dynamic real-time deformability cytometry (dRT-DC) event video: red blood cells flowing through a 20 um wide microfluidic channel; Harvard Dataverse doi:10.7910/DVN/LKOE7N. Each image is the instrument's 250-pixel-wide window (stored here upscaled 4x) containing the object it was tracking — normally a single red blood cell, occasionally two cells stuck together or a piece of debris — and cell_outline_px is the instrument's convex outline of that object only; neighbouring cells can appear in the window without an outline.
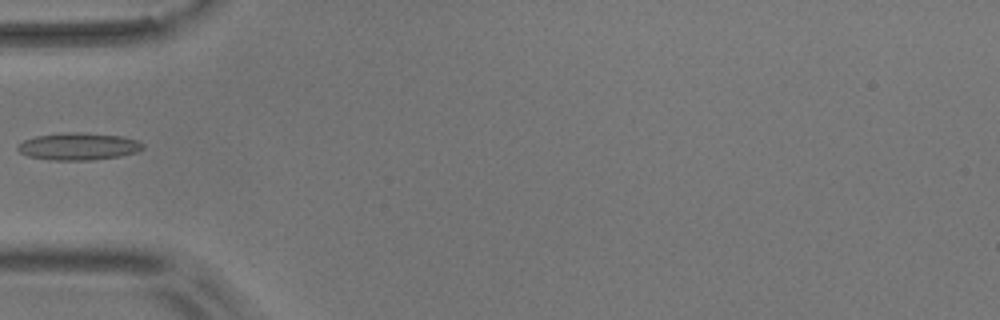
{"species": "common noctule bat (a hibernating species)", "species_latin": "Nyctalus noctula", "temperature_condition": "room temperature", "stored_images_in_passage": 5, "camera_frame_rate_fps": 3000, "um_per_image_px": 0.085, "animal": {"sex": "male", "body_mass_g": 17.9}, "frame": {"image": 1, "passage_image": 4, "time_ms": 4.667, "image_size_px": [1000, 320], "cell_outline_px": [[144, 148], [136, 152], [120, 156], [92, 160], [48, 160], [28, 156], [20, 152], [16, 148], [24, 140], [36, 136], [64, 132], [80, 132], [120, 136], [136, 140], [144, 144]], "centroid_in_image_um": [6.66, 12.45], "position_along_channel_um": 78.3, "area_um2": 19.83}}
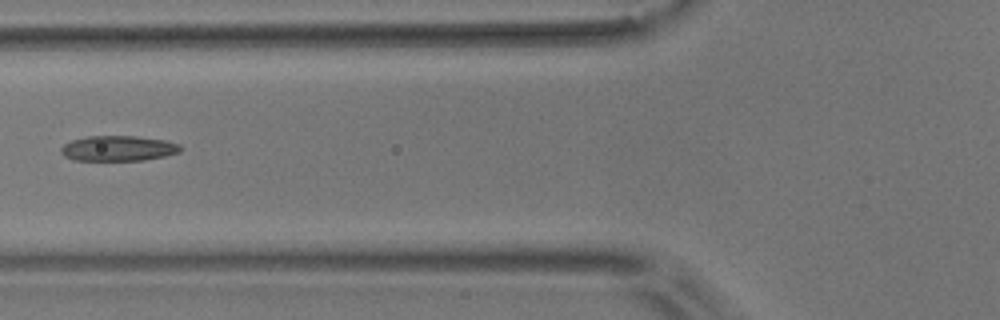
{"frame": {"image": 2, "passage_image": 5, "time_ms": 5.667, "image_size_px": [1000, 320], "cell_outline_px": [[180, 152], [164, 156], [144, 160], [72, 160], [64, 156], [60, 152], [60, 148], [64, 144], [72, 140], [88, 136], [136, 136], [164, 140], [180, 144]], "centroid_in_image_um": [10.02, 12.61], "position_along_channel_um": 115.8, "area_um2": 17.57}}